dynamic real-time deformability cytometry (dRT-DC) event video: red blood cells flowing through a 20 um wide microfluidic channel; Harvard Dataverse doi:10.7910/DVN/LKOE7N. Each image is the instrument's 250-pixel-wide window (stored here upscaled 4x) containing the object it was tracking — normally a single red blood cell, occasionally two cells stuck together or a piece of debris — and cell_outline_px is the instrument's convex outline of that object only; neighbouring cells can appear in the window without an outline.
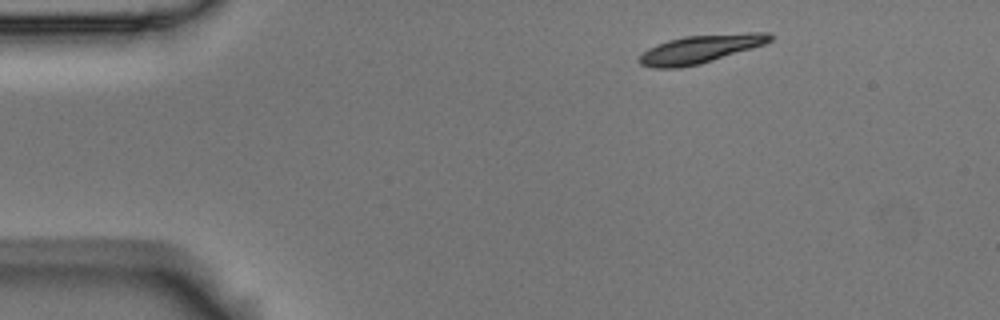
{"species": "Egyptian fruit bat (a non-hibernating species)", "species_latin": "Rousettus aegyptiacus", "temperature_condition": "room temperature", "stored_images_in_passage": 49, "camera_frame_rate_fps": 3000, "um_per_image_px": 0.085, "animal": {"sex": "male"}, "frame": {"image": 1, "passage_image": 1, "time_ms": 0.0, "image_size_px": [1000, 320], "cell_outline_px": [[776, 36], [772, 40], [764, 44], [752, 48], [700, 64], [680, 68], [652, 68], [640, 64], [636, 60], [648, 48], [668, 40], [684, 36], [748, 32], [768, 32]], "centroid_in_image_um": [59.54, 4.16], "position_along_channel_um": 25.5, "area_um2": 21.62}}
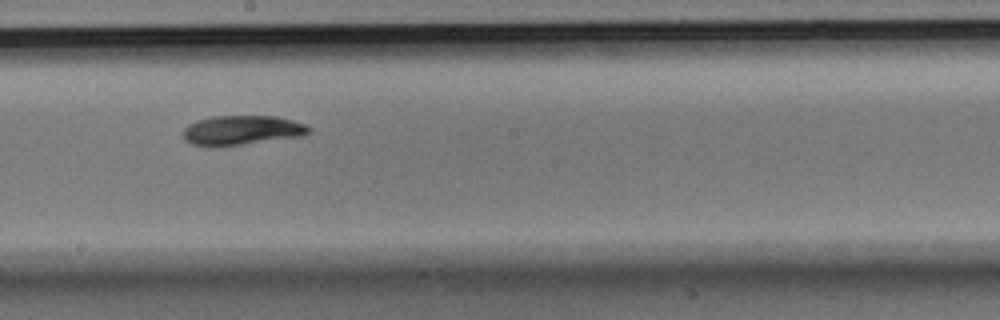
{"frame": {"image": 2, "passage_image": 24, "time_ms": 7.667, "image_size_px": [1000, 320], "cell_outline_px": [[312, 132], [304, 136], [220, 148], [204, 148], [192, 144], [184, 140], [184, 128], [188, 124], [196, 120], [212, 116], [276, 116], [308, 124], [312, 128]], "centroid_in_image_um": [20.57, 11.1], "position_along_channel_um": 227.6, "area_um2": 22.54}}
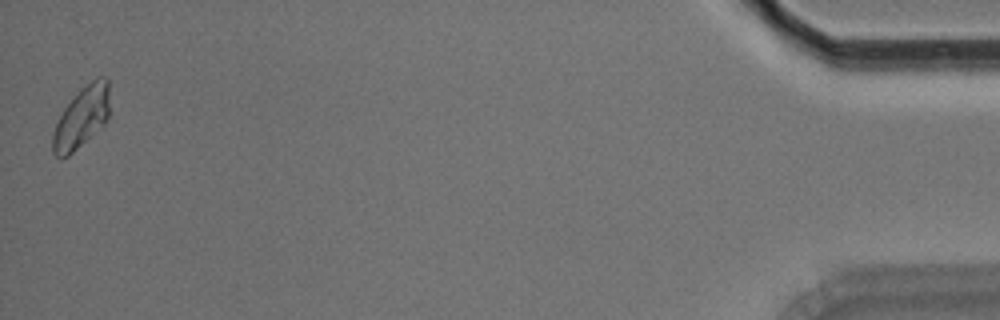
{"frame": {"image": 3, "passage_image": 49, "time_ms": 16.0, "image_size_px": [1000, 320], "cell_outline_px": [[108, 120], [92, 136], [68, 156], [60, 160], [52, 152], [52, 136], [56, 124], [64, 108], [80, 88], [96, 76], [108, 76]], "centroid_in_image_um": [6.93, 9.97], "position_along_channel_um": 428.3, "area_um2": 20.4}, "authors_computed_cell_mechanics": {"area_um2": 20.9814, "velocity_mm_per_s": 3.5109, "shape_relaxation_time_tau1_ms": 2.4856, "shape_relaxation_time_tau2_ms": 8.9467, "deformation_change_tau1": 0.1225, "deformation_change_tau2": 0.0748}}